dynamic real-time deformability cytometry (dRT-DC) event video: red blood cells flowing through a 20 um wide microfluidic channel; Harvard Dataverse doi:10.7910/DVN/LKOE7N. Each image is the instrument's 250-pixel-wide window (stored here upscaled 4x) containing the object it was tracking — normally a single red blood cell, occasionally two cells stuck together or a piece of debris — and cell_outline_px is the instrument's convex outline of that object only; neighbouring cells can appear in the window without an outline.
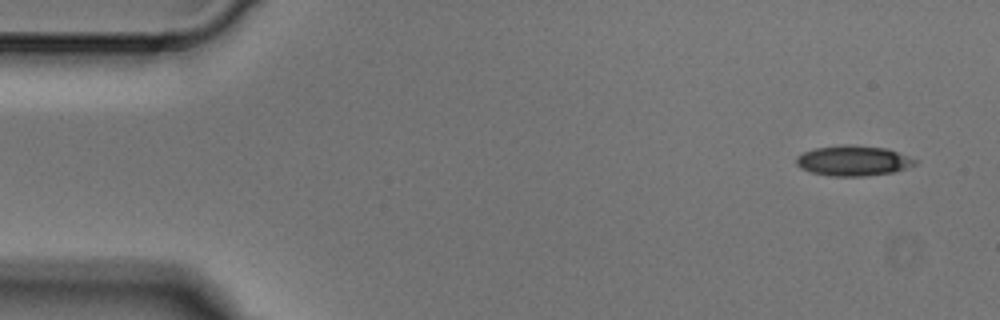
{"species": "Egyptian fruit bat (a non-hibernating species)", "species_latin": "Rousettus aegyptiacus", "temperature_condition": "cold", "stored_images_in_passage": 3, "camera_frame_rate_fps": 3000, "um_per_image_px": 0.085, "animal": {"sex": "male"}, "frame": {"image": 1, "passage_image": 1, "time_ms": 0.0, "image_size_px": [1000, 320], "cell_outline_px": [[920, 160], [916, 164], [892, 172], [864, 176], [832, 176], [812, 172], [800, 168], [796, 164], [796, 156], [804, 152], [816, 148], [844, 144], [848, 144], [888, 148]], "centroid_in_image_um": [72.54, 13.65], "position_along_channel_um": 12.5, "area_um2": 20.98}}
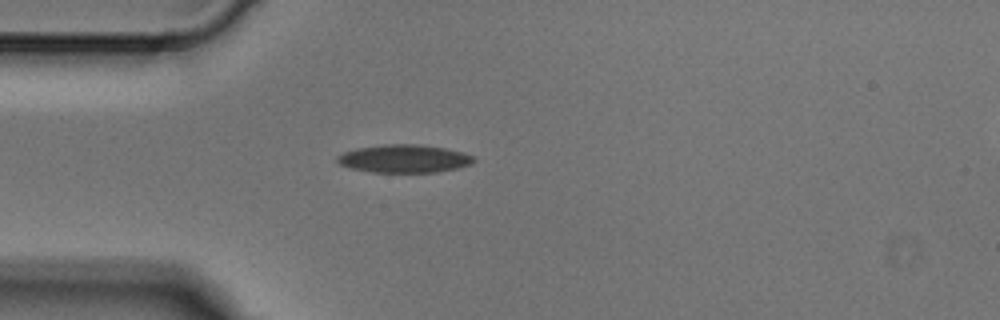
{"frame": {"image": 2, "passage_image": 3, "time_ms": 0.667, "image_size_px": [1000, 320], "cell_outline_px": [[476, 160], [472, 164], [456, 168], [436, 172], [372, 172], [348, 168], [340, 164], [336, 160], [336, 156], [344, 152], [356, 148], [384, 144], [416, 144], [444, 148], [460, 152], [472, 156]], "centroid_in_image_um": [34.3, 13.49], "position_along_channel_um": 50.7, "area_um2": 22.2}}